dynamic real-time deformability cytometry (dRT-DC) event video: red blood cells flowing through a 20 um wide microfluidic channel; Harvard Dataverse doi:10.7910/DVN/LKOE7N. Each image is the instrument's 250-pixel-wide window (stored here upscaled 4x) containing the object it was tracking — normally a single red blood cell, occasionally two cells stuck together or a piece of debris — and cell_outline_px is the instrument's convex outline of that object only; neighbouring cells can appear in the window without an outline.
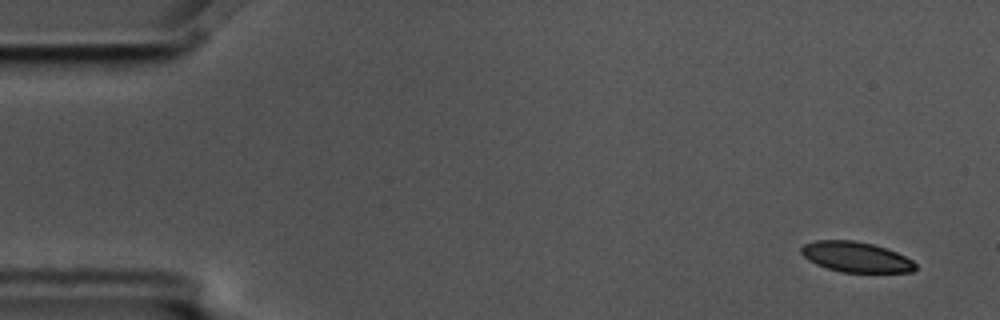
{"species": "common noctule bat (a hibernating species)", "species_latin": "Nyctalus noctula", "temperature_condition": "cold", "stored_images_in_passage": 4, "camera_frame_rate_fps": 3000, "um_per_image_px": 0.085, "animal": {"sex": "male", "body_mass_g": 17.5, "forearm_length_mm": 52.3}, "frame": {"image": 1, "passage_image": 1, "time_ms": 0.0, "image_size_px": [1000, 320], "cell_outline_px": [[916, 268], [912, 272], [840, 272], [816, 264], [808, 260], [800, 252], [800, 248], [804, 244], [816, 240], [852, 240], [872, 244], [896, 252], [912, 260], [916, 264]], "centroid_in_image_um": [72.73, 21.84], "position_along_channel_um": 12.3, "area_um2": 20.06}}